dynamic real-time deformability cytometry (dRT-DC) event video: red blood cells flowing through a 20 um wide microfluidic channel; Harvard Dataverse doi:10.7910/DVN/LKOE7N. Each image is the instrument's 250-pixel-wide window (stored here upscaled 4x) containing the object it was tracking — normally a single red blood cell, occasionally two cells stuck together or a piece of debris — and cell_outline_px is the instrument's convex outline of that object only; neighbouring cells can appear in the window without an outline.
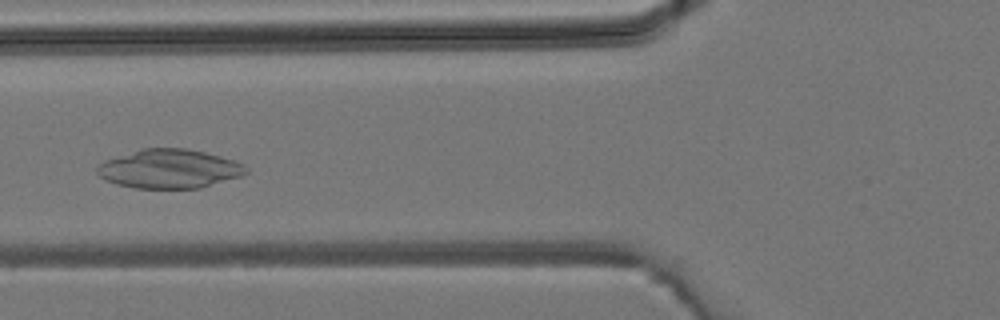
{"species": "common noctule bat (a hibernating species)", "species_latin": "Nyctalus noctula", "temperature_condition": "room temperature", "stored_images_in_passage": 42, "camera_frame_rate_fps": 3000, "um_per_image_px": 0.085, "animal": {"sex": "male", "body_mass_g": 19.2, "forearm_length_mm": 51.8}, "frame": {"image": 1, "passage_image": 14, "time_ms": 4.333, "image_size_px": [1000, 320], "cell_outline_px": [[248, 172], [240, 176], [200, 188], [136, 188], [116, 184], [104, 180], [96, 172], [96, 168], [104, 160], [140, 148], [188, 148], [236, 160], [244, 164], [248, 168]], "centroid_in_image_um": [14.38, 14.34], "position_along_channel_um": 111.4, "area_um2": 33.99}}
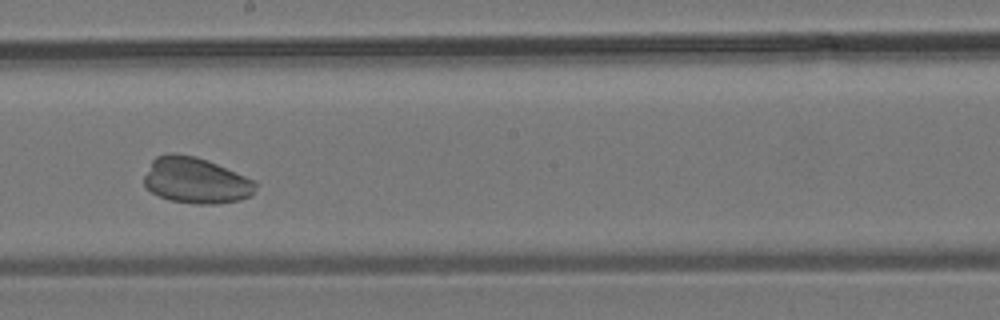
{"frame": {"image": 2, "passage_image": 22, "time_ms": 7.0, "image_size_px": [1000, 320], "cell_outline_px": [[256, 188], [252, 196], [240, 200], [216, 204], [192, 204], [168, 200], [152, 192], [144, 184], [144, 176], [152, 160], [156, 156], [168, 152], [176, 152], [196, 156], [208, 160], [244, 176], [252, 180], [256, 184]], "centroid_in_image_um": [16.62, 15.33], "position_along_channel_um": 231.6, "area_um2": 30.06}}
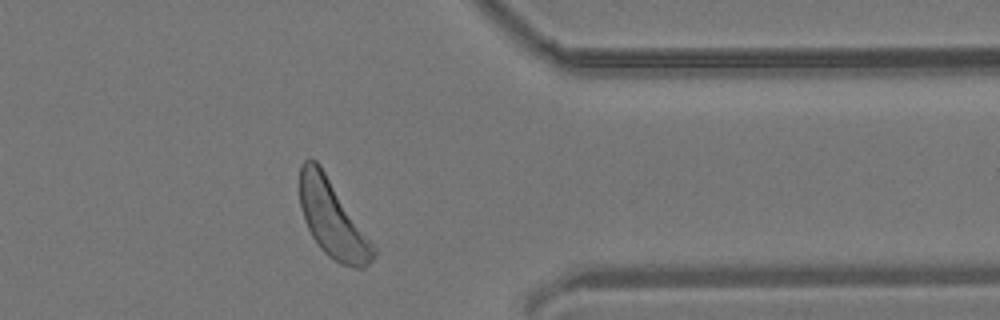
{"frame": {"image": 3, "passage_image": 33, "time_ms": 10.667, "image_size_px": [1000, 320], "cell_outline_px": [[376, 256], [364, 268], [356, 268], [340, 264], [328, 256], [320, 248], [312, 236], [304, 220], [300, 208], [300, 164], [304, 160], [316, 160], [320, 164], [376, 248]], "centroid_in_image_um": [28.25, 18.62], "position_along_channel_um": 383.1, "area_um2": 32.83}}